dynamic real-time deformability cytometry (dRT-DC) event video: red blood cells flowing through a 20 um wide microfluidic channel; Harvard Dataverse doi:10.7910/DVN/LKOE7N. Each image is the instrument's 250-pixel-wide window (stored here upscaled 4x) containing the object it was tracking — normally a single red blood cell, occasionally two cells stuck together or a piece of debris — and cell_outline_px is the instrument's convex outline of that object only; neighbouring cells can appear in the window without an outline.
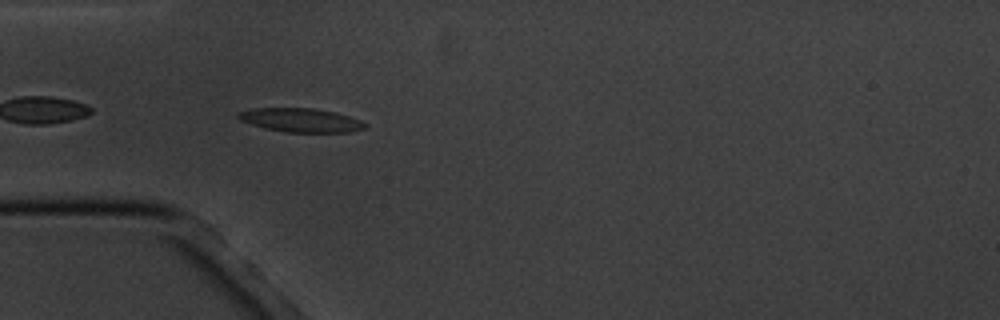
{"species": "common noctule bat (a hibernating species)", "species_latin": "Nyctalus noctula", "temperature_condition": "cold", "stored_images_in_passage": 4, "camera_frame_rate_fps": 3000, "um_per_image_px": 0.085, "animal": {"sex": "male", "body_mass_g": 20.1, "forearm_length_mm": 53.5}, "frame": {"image": 1, "passage_image": 4, "time_ms": 4.333, "image_size_px": [1000, 320], "cell_outline_px": [[368, 124], [364, 128], [348, 132], [288, 132], [264, 128], [240, 120], [236, 116], [236, 112], [252, 108], [312, 108], [336, 112], [360, 120]], "centroid_in_image_um": [25.54, 10.2], "position_along_channel_um": 59.5, "area_um2": 17.57}}